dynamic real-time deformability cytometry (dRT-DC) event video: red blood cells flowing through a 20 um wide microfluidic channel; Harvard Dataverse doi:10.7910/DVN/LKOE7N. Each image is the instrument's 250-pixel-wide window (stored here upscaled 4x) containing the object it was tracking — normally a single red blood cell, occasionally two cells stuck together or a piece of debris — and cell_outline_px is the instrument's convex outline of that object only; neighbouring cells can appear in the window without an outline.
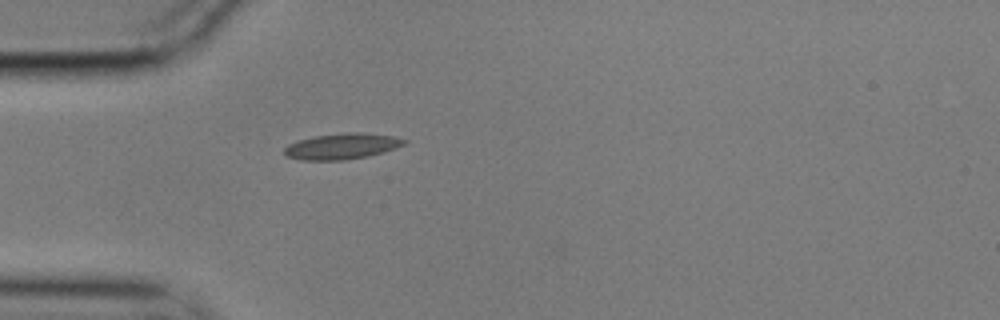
{"species": "common noctule bat (a hibernating species)", "species_latin": "Nyctalus noctula", "temperature_condition": "cold", "stored_images_in_passage": 37, "camera_frame_rate_fps": 3000, "um_per_image_px": 0.085, "animal": {"sex": "male", "body_mass_g": 17.9}, "frame": {"image": 1, "passage_image": 1, "time_ms": 0.0, "image_size_px": [1000, 320], "cell_outline_px": [[408, 140], [404, 144], [396, 148], [384, 152], [368, 156], [344, 160], [300, 160], [288, 156], [284, 152], [284, 148], [288, 144], [296, 140], [316, 136], [348, 132], [360, 132], [392, 136]], "centroid_in_image_um": [29.06, 12.43], "position_along_channel_um": 55.9, "area_um2": 18.03}}
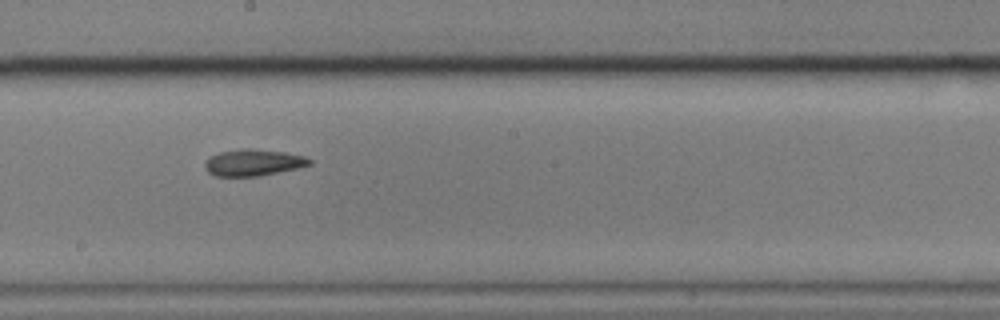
{"frame": {"image": 2, "passage_image": 16, "time_ms": 5.0, "image_size_px": [1000, 320], "cell_outline_px": [[312, 164], [296, 168], [260, 176], [216, 176], [208, 172], [204, 168], [204, 164], [212, 156], [220, 152], [240, 148], [248, 148], [284, 152], [304, 156], [312, 160]], "centroid_in_image_um": [21.53, 13.82], "position_along_channel_um": 226.7, "area_um2": 16.07}}
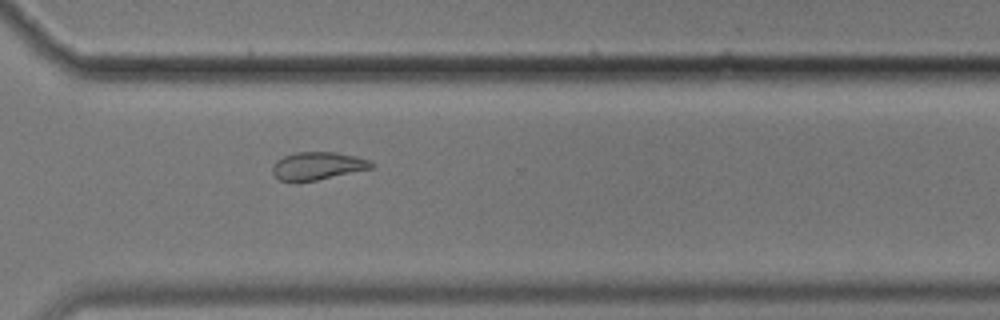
{"frame": {"image": 3, "passage_image": 26, "time_ms": 8.333, "image_size_px": [1000, 320], "cell_outline_px": [[376, 164], [372, 168], [316, 180], [280, 180], [272, 172], [272, 164], [276, 160], [284, 156], [296, 152], [336, 152], [356, 156], [368, 160]], "centroid_in_image_um": [27.01, 14.07], "position_along_channel_um": 343.6, "area_um2": 15.78}, "authors_computed_cell_mechanics": {"area_um2": 16.5886, "velocity_mm_per_s": 3.5121, "shape_relaxation_time_tau1_ms": null, "shape_relaxation_time_tau2_ms": 4.8042, "deformation_change_tau1": null, "deformation_change_tau2": 0.0737}}